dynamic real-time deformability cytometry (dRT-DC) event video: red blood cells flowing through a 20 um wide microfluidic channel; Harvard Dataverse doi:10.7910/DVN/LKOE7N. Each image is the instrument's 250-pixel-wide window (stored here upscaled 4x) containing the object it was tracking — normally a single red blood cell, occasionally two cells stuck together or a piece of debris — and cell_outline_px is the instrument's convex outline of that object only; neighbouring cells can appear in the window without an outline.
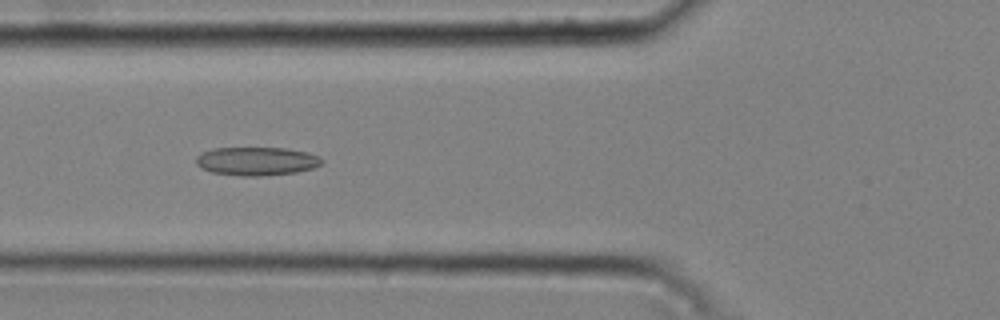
{"species": "common noctule bat (a hibernating species)", "species_latin": "Nyctalus noctula", "temperature_condition": "cold", "stored_images_in_passage": 35, "camera_frame_rate_fps": 3000, "um_per_image_px": 0.085, "animal": {"sex": "male", "body_mass_g": 20.4}, "frame": {"image": 1, "passage_image": 4, "time_ms": 1.0, "image_size_px": [1000, 320], "cell_outline_px": [[324, 160], [320, 164], [312, 168], [296, 172], [260, 176], [240, 176], [212, 172], [200, 168], [196, 164], [196, 156], [204, 152], [216, 148], [284, 148], [308, 152], [320, 156]], "centroid_in_image_um": [21.82, 13.7], "position_along_channel_um": 104.0, "area_um2": 20.81}}
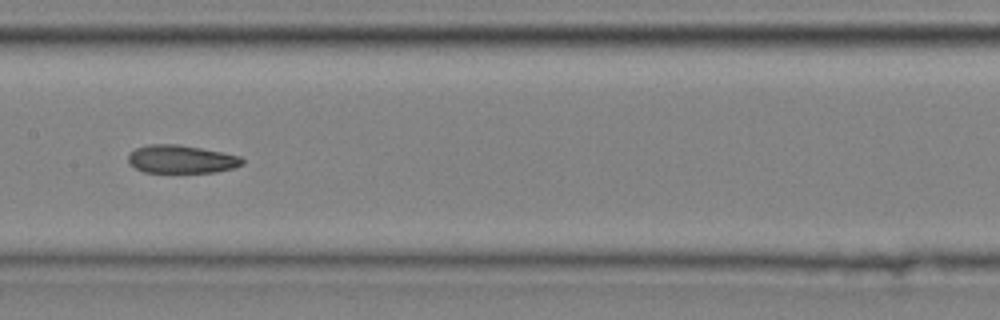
{"frame": {"image": 2, "passage_image": 11, "time_ms": 3.333, "image_size_px": [1000, 320], "cell_outline_px": [[244, 164], [236, 168], [216, 172], [144, 172], [128, 164], [128, 156], [136, 148], [148, 144], [180, 144], [240, 156], [244, 160]], "centroid_in_image_um": [15.42, 13.53], "position_along_channel_um": 192.0, "area_um2": 18.73}}
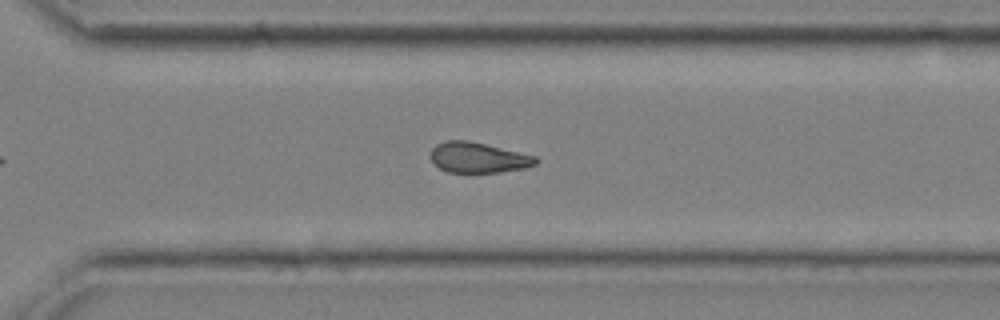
{"frame": {"image": 3, "passage_image": 22, "time_ms": 7.0, "image_size_px": [1000, 320], "cell_outline_px": [[540, 160], [536, 164], [524, 168], [500, 172], [448, 172], [440, 168], [428, 156], [432, 148], [436, 144], [444, 140], [468, 140], [536, 156]], "centroid_in_image_um": [40.63, 13.38], "position_along_channel_um": 330.0, "area_um2": 18.67}, "authors_computed_cell_mechanics": {"area_um2": 19.074, "velocity_mm_per_s": 3.7639, "shape_relaxation_time_tau1_ms": null, "shape_relaxation_time_tau2_ms": 2.5125, "deformation_change_tau1": null, "deformation_change_tau2": 0.0888}}